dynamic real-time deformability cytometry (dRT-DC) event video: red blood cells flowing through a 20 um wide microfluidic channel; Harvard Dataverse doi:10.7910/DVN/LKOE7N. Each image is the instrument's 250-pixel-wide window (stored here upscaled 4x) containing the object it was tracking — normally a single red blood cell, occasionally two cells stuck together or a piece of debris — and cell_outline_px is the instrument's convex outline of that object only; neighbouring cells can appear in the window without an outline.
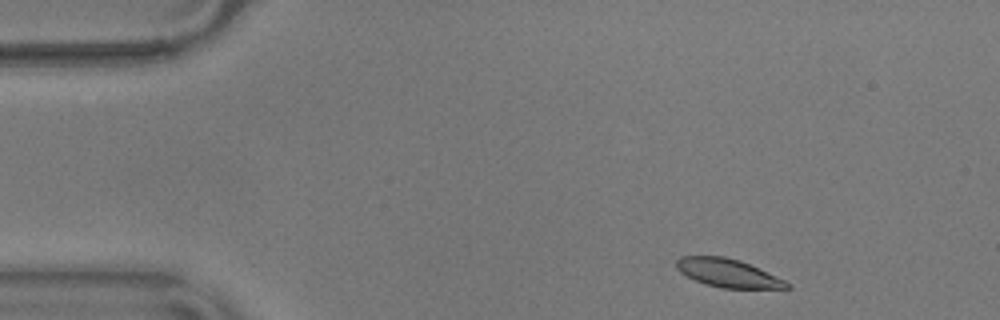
{"species": "common noctule bat (a hibernating species)", "species_latin": "Nyctalus noctula", "temperature_condition": "warm", "stored_images_in_passage": 12, "camera_frame_rate_fps": 3000, "um_per_image_px": 0.085, "animal": {"sex": "male", "body_mass_g": 17.9}, "frame": {"image": 1, "passage_image": 2, "time_ms": 0.333, "image_size_px": [1000, 320], "cell_outline_px": [[792, 288], [720, 288], [704, 284], [680, 272], [676, 268], [676, 260], [680, 256], [724, 256], [740, 260], [784, 280], [792, 284]], "centroid_in_image_um": [61.85, 23.21], "position_along_channel_um": 23.1, "area_um2": 18.09}}